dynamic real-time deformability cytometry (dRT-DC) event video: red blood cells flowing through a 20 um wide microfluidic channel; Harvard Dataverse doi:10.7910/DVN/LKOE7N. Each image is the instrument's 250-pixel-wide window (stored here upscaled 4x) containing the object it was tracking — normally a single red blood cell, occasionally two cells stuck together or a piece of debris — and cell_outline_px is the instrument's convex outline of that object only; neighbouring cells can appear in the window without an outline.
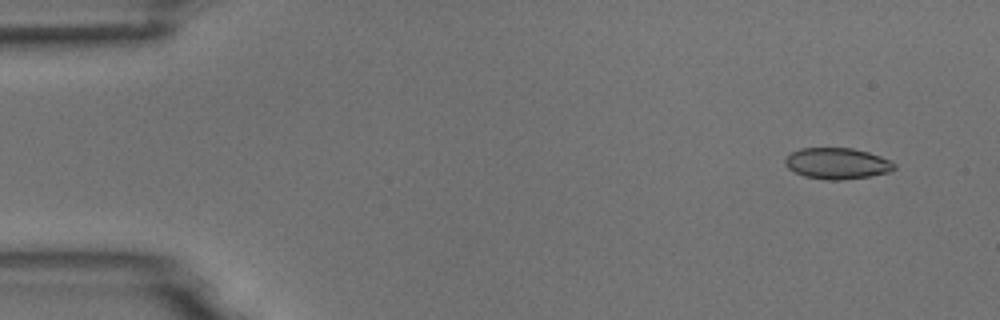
{"species": "common noctule bat (a hibernating species)", "species_latin": "Nyctalus noctula", "temperature_condition": "room temperature", "stored_images_in_passage": 4, "camera_frame_rate_fps": 3000, "um_per_image_px": 0.085, "animal": {"sex": "male", "body_mass_g": 18.8}, "frame": {"image": 1, "passage_image": 1, "time_ms": 0.0, "image_size_px": [1000, 320], "cell_outline_px": [[896, 168], [888, 172], [868, 176], [844, 180], [828, 180], [804, 176], [788, 168], [784, 164], [784, 160], [792, 152], [800, 148], [852, 148], [868, 152], [880, 156], [896, 164]], "centroid_in_image_um": [71.15, 13.89], "position_along_channel_um": 13.9, "area_um2": 19.71}}
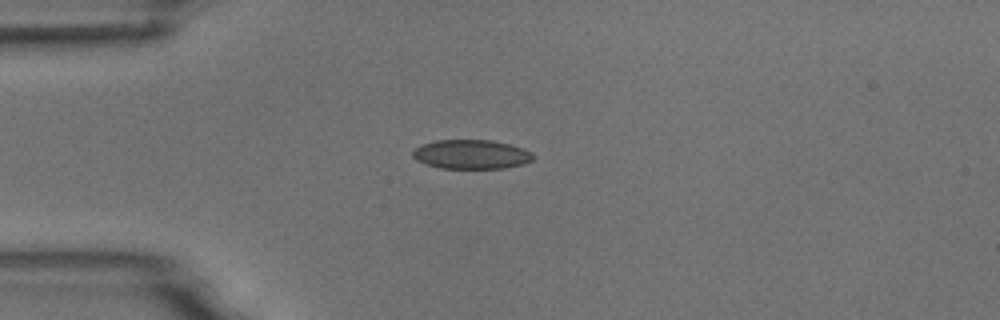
{"frame": {"image": 2, "passage_image": 4, "time_ms": 1.0, "image_size_px": [1000, 320], "cell_outline_px": [[536, 156], [532, 160], [524, 164], [504, 168], [440, 168], [424, 164], [416, 160], [412, 156], [412, 152], [420, 144], [436, 140], [488, 140], [508, 144], [524, 148], [532, 152]], "centroid_in_image_um": [40.05, 13.12], "position_along_channel_um": 44.9, "area_um2": 20.63}}